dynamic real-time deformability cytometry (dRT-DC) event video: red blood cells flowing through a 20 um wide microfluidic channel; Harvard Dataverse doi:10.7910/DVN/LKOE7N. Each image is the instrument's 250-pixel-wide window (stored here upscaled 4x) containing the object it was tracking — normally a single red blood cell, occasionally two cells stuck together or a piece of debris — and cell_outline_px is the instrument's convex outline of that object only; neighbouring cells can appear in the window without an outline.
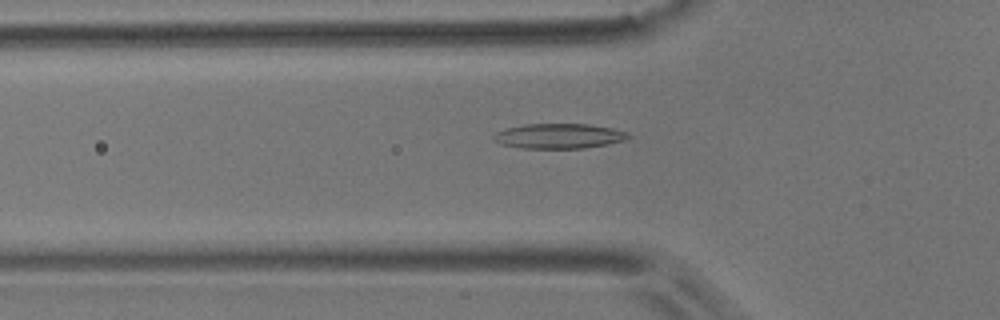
{"species": "common noctule bat (a hibernating species)", "species_latin": "Nyctalus noctula", "temperature_condition": "room temperature", "stored_images_in_passage": 42, "camera_frame_rate_fps": 3000, "um_per_image_px": 0.085, "animal": {"sex": "male", "body_mass_g": 17.9}, "frame": {"image": 1, "passage_image": 6, "time_ms": 1.667, "image_size_px": [1000, 320], "cell_outline_px": [[632, 136], [624, 140], [608, 144], [584, 148], [520, 148], [500, 144], [492, 140], [492, 136], [496, 132], [504, 128], [524, 124], [588, 124], [612, 128], [628, 132]], "centroid_in_image_um": [47.47, 11.56], "position_along_channel_um": 78.3, "area_um2": 19.77}}
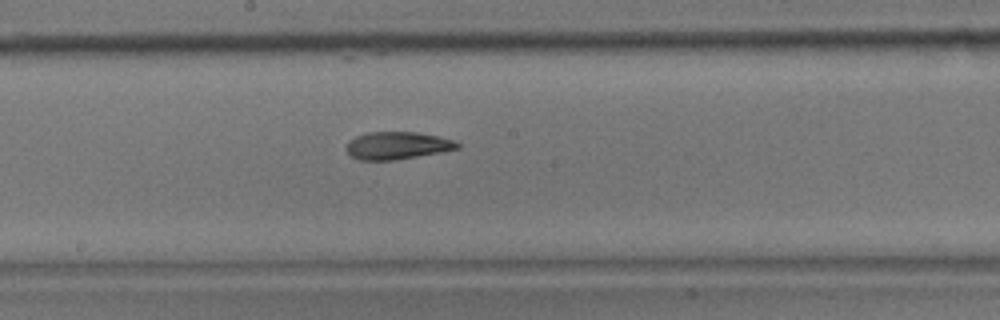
{"frame": {"image": 2, "passage_image": 17, "time_ms": 5.333, "image_size_px": [1000, 320], "cell_outline_px": [[460, 148], [440, 152], [396, 160], [360, 160], [352, 156], [344, 148], [348, 140], [356, 136], [368, 132], [416, 132], [440, 136], [452, 140], [460, 144]], "centroid_in_image_um": [33.74, 12.37], "position_along_channel_um": 214.5, "area_um2": 17.86}}
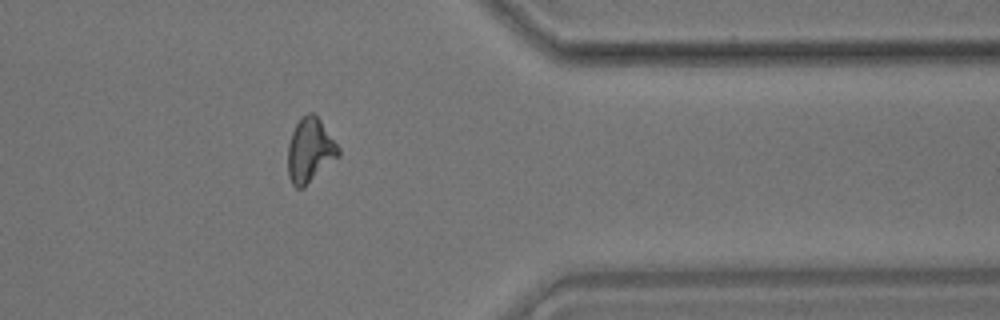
{"frame": {"image": 3, "passage_image": 32, "time_ms": 10.333, "image_size_px": [1000, 320], "cell_outline_px": [[340, 156], [304, 188], [296, 188], [292, 184], [288, 176], [288, 144], [292, 132], [300, 116], [308, 112], [316, 112], [340, 148]], "centroid_in_image_um": [26.36, 12.76], "position_along_channel_um": 385.0, "area_um2": 19.42}, "authors_computed_cell_mechanics": {"area_um2": 18.2359, "velocity_mm_per_s": 3.687, "shape_relaxation_time_tau1_ms": 10.8054, "shape_relaxation_time_tau2_ms": 4.4664, "deformation_change_tau1": 0.2574, "deformation_change_tau2": 0.127}}